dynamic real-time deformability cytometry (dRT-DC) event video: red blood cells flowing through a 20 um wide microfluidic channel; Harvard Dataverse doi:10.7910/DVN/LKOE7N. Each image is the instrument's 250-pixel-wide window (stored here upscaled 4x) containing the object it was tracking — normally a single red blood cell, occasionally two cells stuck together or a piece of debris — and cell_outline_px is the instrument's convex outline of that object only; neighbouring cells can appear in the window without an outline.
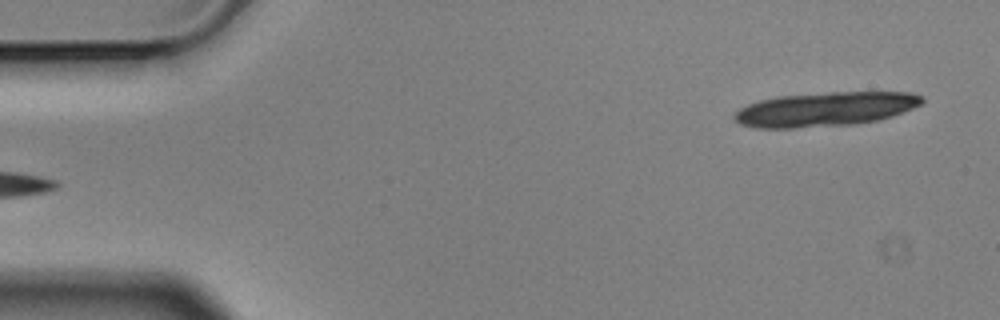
{"species": "Egyptian fruit bat (a non-hibernating species)", "species_latin": "Rousettus aegyptiacus", "temperature_condition": "cold", "stored_images_in_passage": 6, "segment_of_instrument_passage": [2, 2], "camera_frame_rate_fps": 3000, "um_per_image_px": 0.085, "animal": {"sex": "male"}, "frame": {"image": 1, "passage_image": 6, "time_ms": 1.667, "image_size_px": [1000, 320], "cell_outline_px": [[924, 100], [920, 104], [912, 108], [892, 116], [876, 120], [856, 124], [796, 128], [756, 128], [740, 124], [732, 116], [740, 108], [748, 104], [760, 100], [776, 96], [828, 92], [912, 92], [924, 96]], "centroid_in_image_um": [70.13, 9.28], "position_along_channel_um": 14.9, "area_um2": 37.57}}